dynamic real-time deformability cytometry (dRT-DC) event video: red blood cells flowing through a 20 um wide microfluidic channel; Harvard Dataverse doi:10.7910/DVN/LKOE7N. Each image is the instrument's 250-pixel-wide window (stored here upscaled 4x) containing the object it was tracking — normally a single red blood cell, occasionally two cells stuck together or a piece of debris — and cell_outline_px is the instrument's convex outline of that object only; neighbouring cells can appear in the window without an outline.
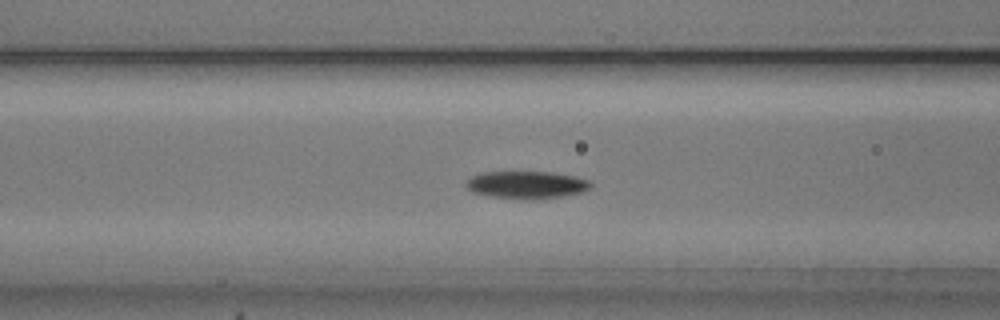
{"species": "common noctule bat (a hibernating species)", "species_latin": "Nyctalus noctula", "temperature_condition": "cold", "stored_images_in_passage": 51, "camera_frame_rate_fps": 3000, "um_per_image_px": 0.085, "animal": {"sex": "male", "body_mass_g": 20.5, "forearm_length_mm": 52.5}, "frame": {"image": 1, "passage_image": 18, "time_ms": 5.667, "image_size_px": [1000, 320], "cell_outline_px": [[592, 184], [584, 192], [540, 200], [524, 200], [492, 196], [472, 192], [464, 184], [472, 176], [484, 172], [552, 172], [592, 180]], "centroid_in_image_um": [44.79, 15.72], "position_along_channel_um": 121.8, "area_um2": 20.11}}
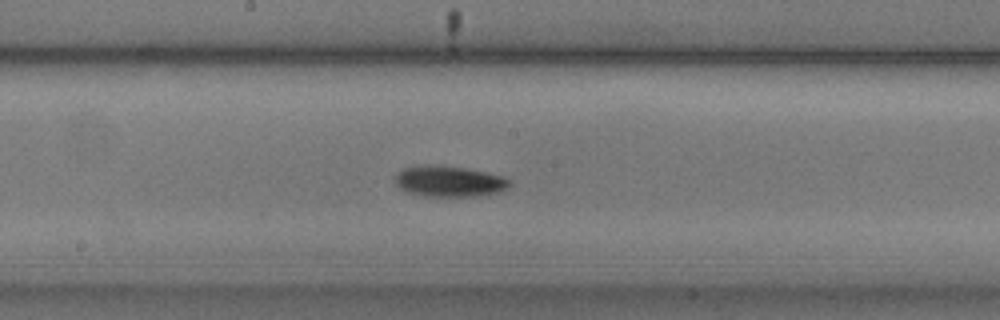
{"frame": {"image": 2, "passage_image": 25, "time_ms": 8.0, "image_size_px": [1000, 320], "cell_outline_px": [[512, 184], [508, 188], [500, 192], [480, 196], [424, 196], [408, 192], [400, 188], [396, 184], [396, 176], [404, 168], [464, 168], [504, 176]], "centroid_in_image_um": [38.29, 15.48], "position_along_channel_um": 209.9, "area_um2": 19.59}}
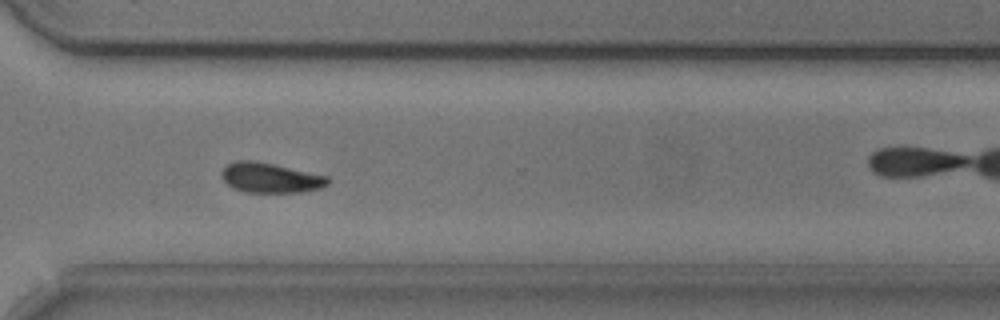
{"frame": {"image": 3, "passage_image": 36, "time_ms": 11.667, "image_size_px": [1000, 320], "cell_outline_px": [[332, 180], [328, 184], [320, 188], [300, 192], [244, 192], [232, 188], [224, 180], [220, 172], [228, 164], [236, 160], [252, 160], [272, 164], [328, 176]], "centroid_in_image_um": [22.98, 15.11], "position_along_channel_um": 347.6, "area_um2": 18.44}, "authors_computed_cell_mechanics": {"area_um2": 18.9006, "velocity_mm_per_s": 3.7574, "shape_relaxation_time_tau1_ms": 2.5198, "shape_relaxation_time_tau2_ms": null, "deformation_change_tau1": 0.1164, "deformation_change_tau2": null}}